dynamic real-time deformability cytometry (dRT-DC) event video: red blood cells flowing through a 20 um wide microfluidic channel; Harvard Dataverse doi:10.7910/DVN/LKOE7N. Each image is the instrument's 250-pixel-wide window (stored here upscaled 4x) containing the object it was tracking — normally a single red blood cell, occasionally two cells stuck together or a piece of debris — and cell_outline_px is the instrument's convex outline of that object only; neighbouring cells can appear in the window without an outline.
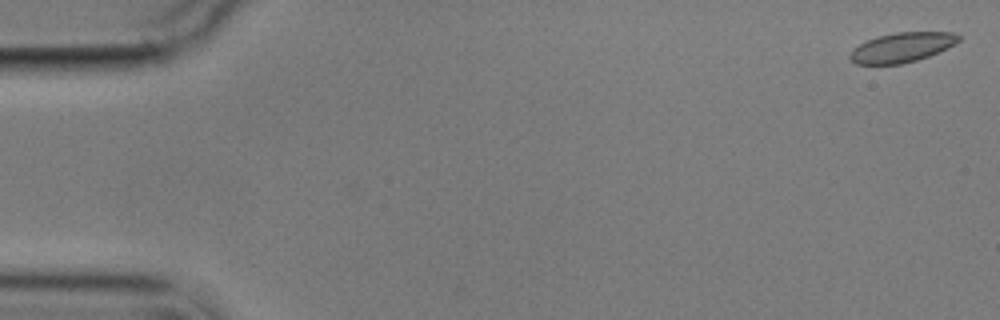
{"species": "common noctule bat (a hibernating species)", "species_latin": "Nyctalus noctula", "temperature_condition": "cold", "stored_images_in_passage": 4, "camera_frame_rate_fps": 3000, "um_per_image_px": 0.085, "animal": {"sex": "male", "body_mass_g": 17.9}, "frame": {"image": 1, "passage_image": 1, "time_ms": 0.0, "image_size_px": [1000, 320], "cell_outline_px": [[960, 40], [928, 56], [916, 60], [900, 64], [856, 64], [848, 56], [852, 48], [868, 40], [880, 36], [896, 32], [952, 32], [960, 36]], "centroid_in_image_um": [76.61, 4.03], "position_along_channel_um": 8.4, "area_um2": 18.38}}